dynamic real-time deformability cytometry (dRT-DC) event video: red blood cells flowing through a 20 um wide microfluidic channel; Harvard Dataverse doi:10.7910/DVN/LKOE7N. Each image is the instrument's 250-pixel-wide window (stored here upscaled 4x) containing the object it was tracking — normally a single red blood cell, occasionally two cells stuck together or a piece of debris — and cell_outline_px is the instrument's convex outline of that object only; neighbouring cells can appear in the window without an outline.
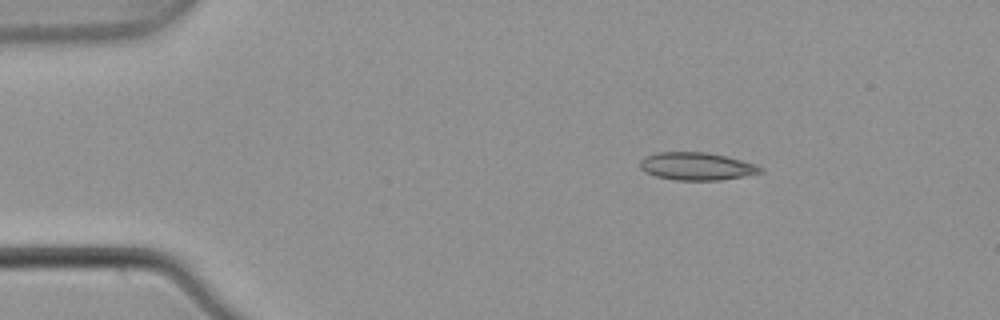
{"species": "common noctule bat (a hibernating species)", "species_latin": "Nyctalus noctula", "temperature_condition": "warm", "stored_images_in_passage": 2, "camera_frame_rate_fps": 3000, "um_per_image_px": 0.085, "animal": {"sex": "male", "body_mass_g": 21.5, "forearm_length_mm": 52.0}, "frame": {"image": 1, "passage_image": 1, "time_ms": 0.0, "image_size_px": [1000, 320], "cell_outline_px": [[764, 172], [744, 176], [720, 180], [672, 180], [656, 176], [644, 172], [640, 168], [640, 160], [644, 156], [656, 152], [708, 152], [756, 164], [764, 168]], "centroid_in_image_um": [59.19, 14.13], "position_along_channel_um": 25.8, "area_um2": 19.59}}